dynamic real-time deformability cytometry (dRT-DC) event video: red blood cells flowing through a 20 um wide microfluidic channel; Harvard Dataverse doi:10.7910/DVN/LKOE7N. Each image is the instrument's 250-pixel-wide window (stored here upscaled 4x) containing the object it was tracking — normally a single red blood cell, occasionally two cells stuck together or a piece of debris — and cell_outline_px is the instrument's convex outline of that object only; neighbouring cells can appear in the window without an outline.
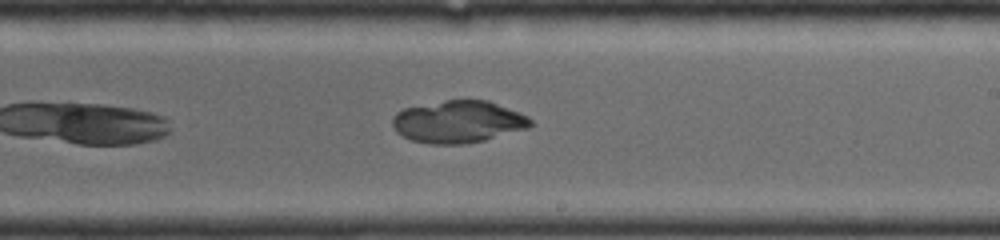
{"species": "common noctule bat (a hibernating species)", "species_latin": "Nyctalus noctula", "temperature_condition": "room temperature", "stored_images_in_passage": 23, "camera_frame_rate_fps": 4000, "um_per_image_px": 0.085, "animal": {"sex": "female", "body_mass_g": 19.0, "forearm_length_mm": 56.7}, "frame": {"image": 1, "passage_image": 22, "time_ms": 5.0, "image_size_px": [1000, 240], "cell_outline_px": [[532, 124], [528, 128], [484, 140], [464, 144], [428, 144], [412, 140], [400, 136], [396, 132], [392, 124], [392, 116], [396, 112], [404, 108], [444, 100], [488, 100], [520, 112], [528, 116], [532, 120]], "centroid_in_image_um": [38.92, 10.35], "position_along_channel_um": 250.1, "area_um2": 34.16}}